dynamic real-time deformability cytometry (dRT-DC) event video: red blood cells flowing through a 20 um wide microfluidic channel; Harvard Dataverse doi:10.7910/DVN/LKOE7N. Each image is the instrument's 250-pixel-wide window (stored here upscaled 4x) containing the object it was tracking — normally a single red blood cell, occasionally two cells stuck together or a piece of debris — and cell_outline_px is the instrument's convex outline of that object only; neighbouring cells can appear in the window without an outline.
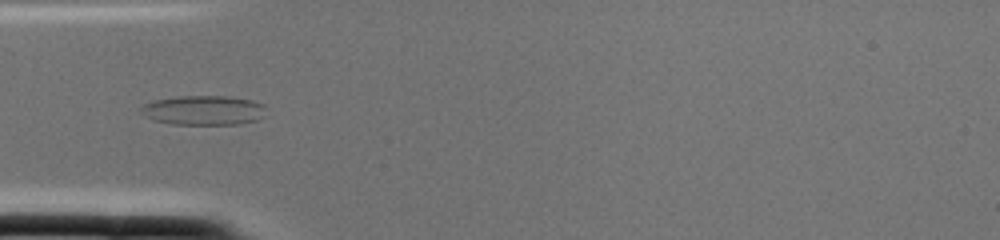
{"species": "common noctule bat (a hibernating species)", "species_latin": "Nyctalus noctula", "temperature_condition": "cold", "stored_images_in_passage": 2, "camera_frame_rate_fps": 3000, "um_per_image_px": 0.085, "animal": {"sex": "female", "body_mass_g": 22.0, "forearm_length_mm": 56.7}, "frame": {"image": 1, "passage_image": 2, "time_ms": 0.333, "image_size_px": [1000, 240], "cell_outline_px": [[268, 108], [264, 116], [256, 120], [240, 124], [172, 124], [156, 120], [144, 116], [140, 108], [144, 104], [152, 100], [176, 96], [228, 96], [252, 100], [264, 104]], "centroid_in_image_um": [17.34, 9.36], "position_along_channel_um": 67.7, "area_um2": 21.73}}